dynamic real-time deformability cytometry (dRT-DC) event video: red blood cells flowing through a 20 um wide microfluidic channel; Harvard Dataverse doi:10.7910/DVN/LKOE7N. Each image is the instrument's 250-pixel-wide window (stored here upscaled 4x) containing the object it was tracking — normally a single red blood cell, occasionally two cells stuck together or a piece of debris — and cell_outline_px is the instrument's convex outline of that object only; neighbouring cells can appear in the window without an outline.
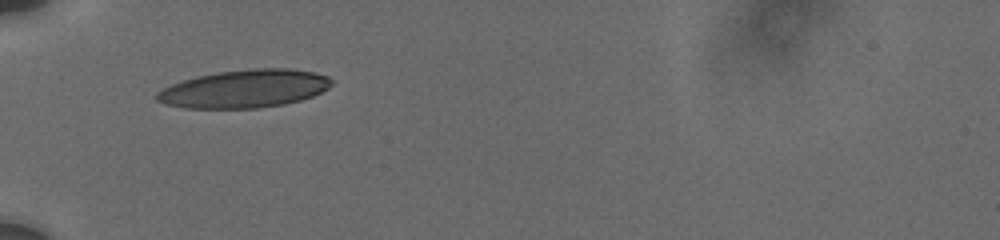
{"species": "human", "species_latin": "Homo sapiens", "temperature_condition": "cold", "stored_images_in_passage": 41, "camera_frame_rate_fps": 3000, "um_per_image_px": 0.085, "donor": {"sex": "male"}, "frame": {"image": 1, "passage_image": 1, "time_ms": 0.0, "image_size_px": [1000, 240], "cell_outline_px": [[332, 84], [328, 88], [312, 96], [300, 100], [284, 104], [256, 108], [184, 108], [164, 104], [156, 100], [156, 92], [172, 84], [196, 76], [220, 72], [256, 68], [288, 68], [316, 72], [328, 76], [332, 80]], "centroid_in_image_um": [20.79, 7.54], "position_along_channel_um": 64.2, "area_um2": 38.61}}
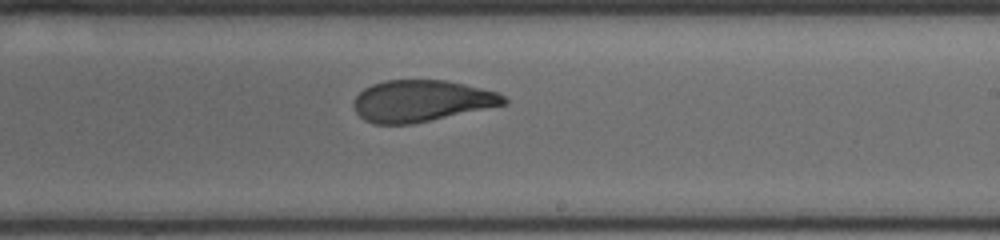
{"frame": {"image": 2, "passage_image": 15, "time_ms": 5.333, "image_size_px": [1000, 240], "cell_outline_px": [[508, 104], [432, 120], [412, 124], [372, 124], [364, 120], [356, 112], [352, 104], [352, 100], [364, 88], [372, 84], [384, 80], [444, 80], [464, 84], [496, 92], [504, 96], [508, 100]], "centroid_in_image_um": [35.79, 8.58], "position_along_channel_um": 253.2, "area_um2": 36.47}}
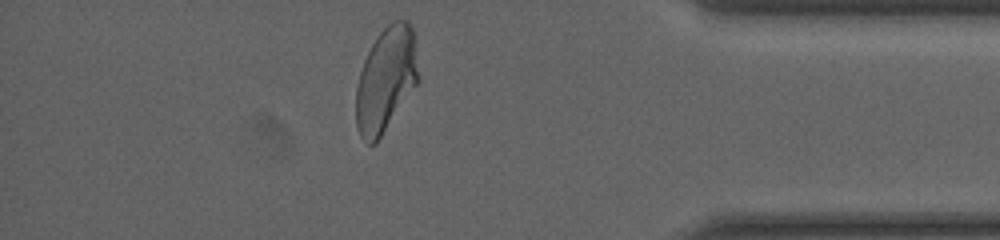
{"frame": {"image": 3, "passage_image": 35, "time_ms": 10.0, "image_size_px": [1000, 240], "cell_outline_px": [[420, 80], [376, 144], [368, 144], [360, 136], [356, 128], [356, 88], [360, 72], [364, 60], [372, 44], [380, 32], [392, 20], [408, 20], [412, 28]], "centroid_in_image_um": [32.8, 6.79], "position_along_channel_um": 402.4, "area_um2": 38.03}, "authors_computed_cell_mechanics": {"area_um2": 37.4544, "velocity_mm_per_s": 3.705, "shape_relaxation_time_tau1_ms": 4.941, "shape_relaxation_time_tau2_ms": 1.2061, "deformation_change_tau1": 0.1615, "deformation_change_tau2": 0.0726}}